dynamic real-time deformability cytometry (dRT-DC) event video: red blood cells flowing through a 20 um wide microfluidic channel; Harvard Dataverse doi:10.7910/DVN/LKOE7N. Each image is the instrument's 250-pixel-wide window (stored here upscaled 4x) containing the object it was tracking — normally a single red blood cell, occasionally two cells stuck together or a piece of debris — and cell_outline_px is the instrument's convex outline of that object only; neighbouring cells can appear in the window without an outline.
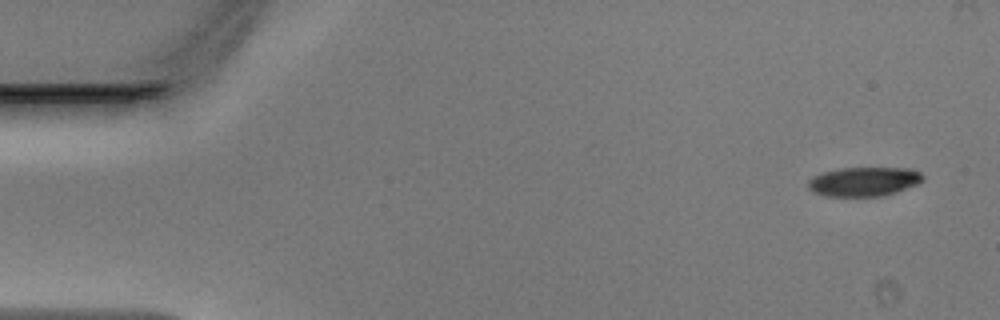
{"species": "Egyptian fruit bat (a non-hibernating species)", "species_latin": "Rousettus aegyptiacus", "temperature_condition": "warm", "stored_images_in_passage": 46, "camera_frame_rate_fps": 3000, "um_per_image_px": 0.085, "animal": {"sex": "male"}, "frame": {"image": 1, "passage_image": 1, "time_ms": 0.0, "image_size_px": [1000, 320], "cell_outline_px": [[924, 180], [916, 184], [896, 192], [884, 196], [828, 196], [812, 192], [808, 188], [808, 180], [812, 176], [824, 172], [840, 168], [912, 168], [920, 172], [924, 176]], "centroid_in_image_um": [73.43, 15.43], "position_along_channel_um": 11.6, "area_um2": 19.59}}
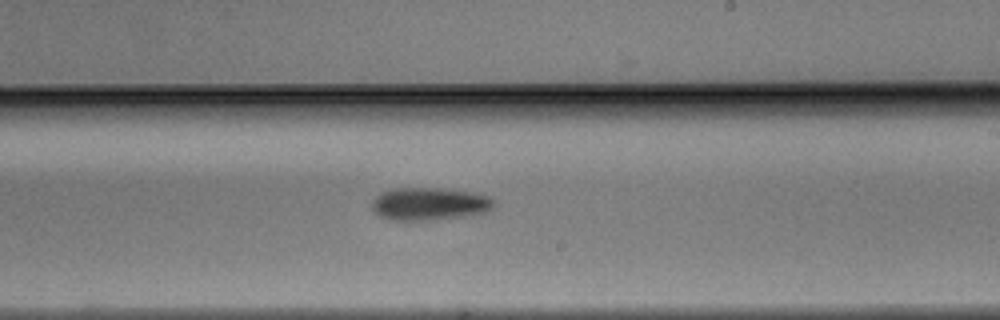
{"frame": {"image": 2, "passage_image": 27, "time_ms": 8.667, "image_size_px": [1000, 320], "cell_outline_px": [[496, 204], [488, 212], [464, 216], [436, 220], [392, 220], [380, 216], [372, 208], [372, 200], [376, 196], [384, 192], [396, 188], [440, 188], [468, 192], [488, 196], [496, 200]], "centroid_in_image_um": [36.54, 17.34], "position_along_channel_um": 252.5, "area_um2": 23.24}}
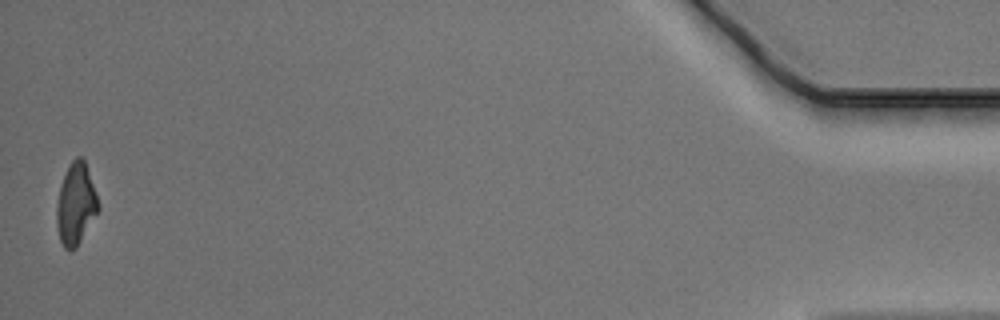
{"frame": {"image": 3, "passage_image": 46, "time_ms": 15.0, "image_size_px": [1000, 320], "cell_outline_px": [[100, 208], [76, 248], [72, 252], [64, 248], [60, 240], [56, 224], [56, 204], [60, 188], [64, 176], [72, 160], [76, 156], [80, 156], [84, 160]], "centroid_in_image_um": [6.42, 17.4], "position_along_channel_um": 428.8, "area_um2": 19.42}}